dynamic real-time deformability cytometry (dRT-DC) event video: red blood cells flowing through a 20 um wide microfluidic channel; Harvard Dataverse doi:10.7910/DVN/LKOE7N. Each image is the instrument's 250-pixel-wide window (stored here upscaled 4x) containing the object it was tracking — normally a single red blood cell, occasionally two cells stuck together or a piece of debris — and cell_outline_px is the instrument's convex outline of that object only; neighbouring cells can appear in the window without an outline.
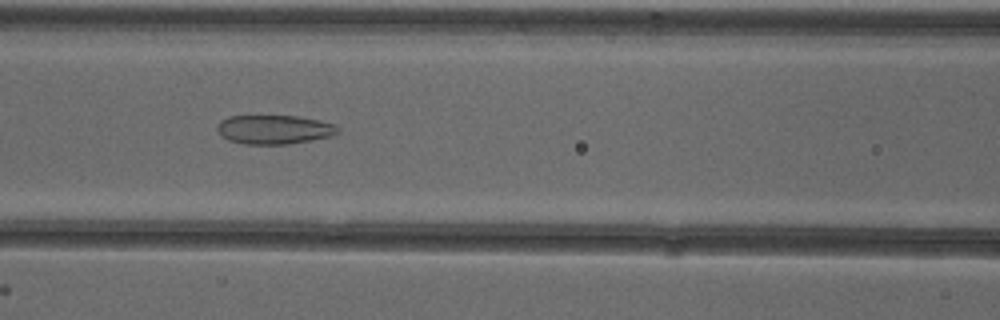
{"species": "common noctule bat (a hibernating species)", "species_latin": "Nyctalus noctula", "temperature_condition": "cold", "stored_images_in_passage": 29, "camera_frame_rate_fps": 3000, "um_per_image_px": 0.085, "animal": {"sex": "female"}, "frame": {"image": 1, "passage_image": 9, "time_ms": 2.667, "image_size_px": [1000, 320], "cell_outline_px": [[340, 132], [332, 136], [288, 144], [244, 144], [228, 140], [220, 136], [216, 128], [220, 120], [228, 116], [300, 116], [320, 120], [332, 124], [340, 128]], "centroid_in_image_um": [23.29, 11.01], "position_along_channel_um": 143.3, "area_um2": 20.58}}
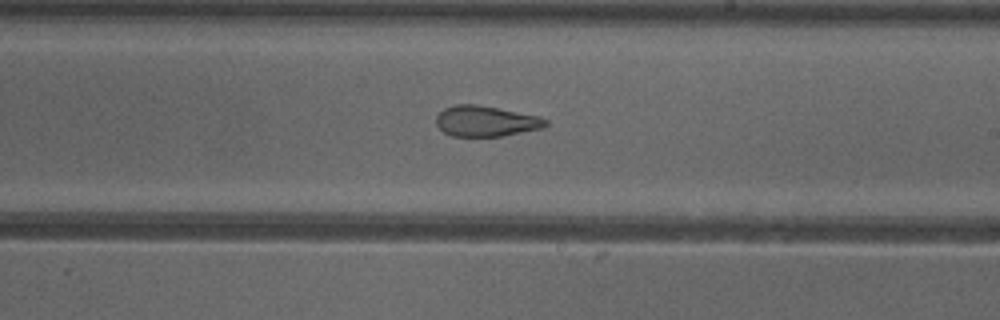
{"frame": {"image": 2, "passage_image": 17, "time_ms": 5.333, "image_size_px": [1000, 320], "cell_outline_px": [[548, 124], [544, 128], [504, 136], [452, 136], [444, 132], [436, 124], [436, 116], [444, 108], [456, 104], [476, 104], [540, 116], [548, 120]], "centroid_in_image_um": [41.32, 10.3], "position_along_channel_um": 247.7, "area_um2": 19.65}}
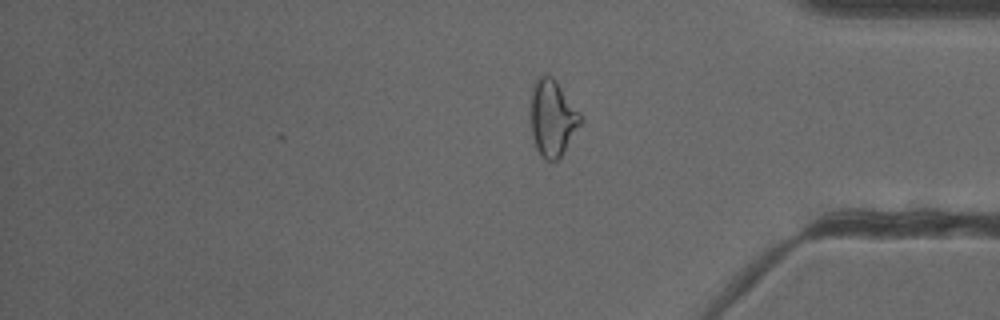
{"frame": {"image": 3, "passage_image": 29, "time_ms": 9.333, "image_size_px": [1000, 320], "cell_outline_px": [[580, 124], [560, 160], [548, 160], [540, 156], [536, 148], [532, 136], [532, 84], [540, 76], [552, 76], [556, 80], [580, 112]], "centroid_in_image_um": [46.97, 10.06], "position_along_channel_um": 388.2, "area_um2": 21.91}, "authors_computed_cell_mechanics": {"area_um2": 20.519, "velocity_mm_per_s": 3.9282, "shape_relaxation_time_tau1_ms": null, "shape_relaxation_time_tau2_ms": 1.9732, "deformation_change_tau1": null, "deformation_change_tau2": 0.1039}}